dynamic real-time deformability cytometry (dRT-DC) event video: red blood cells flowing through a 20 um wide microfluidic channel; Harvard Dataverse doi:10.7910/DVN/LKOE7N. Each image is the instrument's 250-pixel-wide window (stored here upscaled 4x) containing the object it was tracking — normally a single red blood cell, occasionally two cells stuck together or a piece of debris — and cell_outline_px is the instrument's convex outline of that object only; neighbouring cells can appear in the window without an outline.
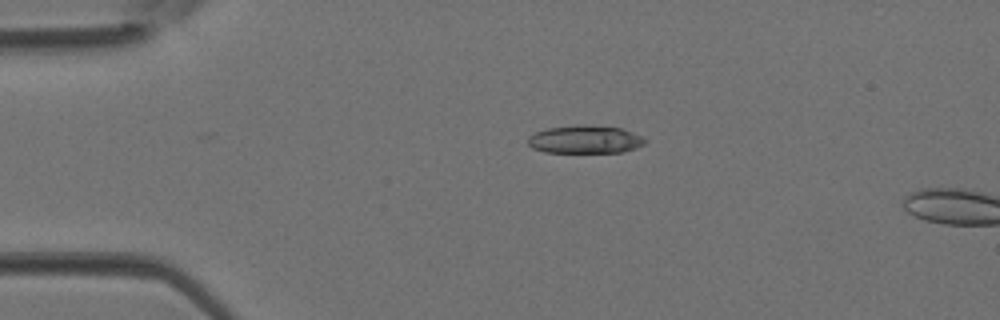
{"species": "Egyptian fruit bat (a non-hibernating species)", "species_latin": "Rousettus aegyptiacus", "temperature_condition": "room temperature", "stored_images_in_passage": 3, "camera_frame_rate_fps": 3000, "um_per_image_px": 0.085, "animal": {"sex": "female"}, "frame": {"image": 1, "passage_image": 1, "time_ms": 0.0, "image_size_px": [1000, 320], "cell_outline_px": [[648, 140], [644, 144], [636, 148], [624, 152], [544, 152], [532, 148], [528, 144], [528, 136], [536, 132], [548, 128], [576, 124], [584, 124], [620, 128], [632, 132]], "centroid_in_image_um": [49.72, 11.85], "position_along_channel_um": 35.3, "area_um2": 19.19}}
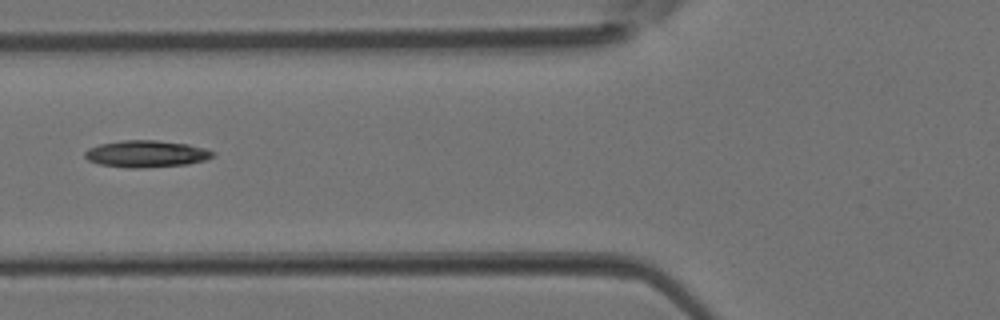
{"frame": {"image": 2, "passage_image": 3, "time_ms": 0.667, "image_size_px": [1000, 320], "cell_outline_px": [[216, 156], [204, 160], [188, 164], [144, 168], [128, 168], [100, 164], [88, 160], [84, 156], [84, 152], [88, 148], [100, 144], [124, 140], [156, 140], [188, 144], [208, 148], [216, 152]], "centroid_in_image_um": [12.48, 13.07], "position_along_channel_um": 113.3, "area_um2": 20.23}}